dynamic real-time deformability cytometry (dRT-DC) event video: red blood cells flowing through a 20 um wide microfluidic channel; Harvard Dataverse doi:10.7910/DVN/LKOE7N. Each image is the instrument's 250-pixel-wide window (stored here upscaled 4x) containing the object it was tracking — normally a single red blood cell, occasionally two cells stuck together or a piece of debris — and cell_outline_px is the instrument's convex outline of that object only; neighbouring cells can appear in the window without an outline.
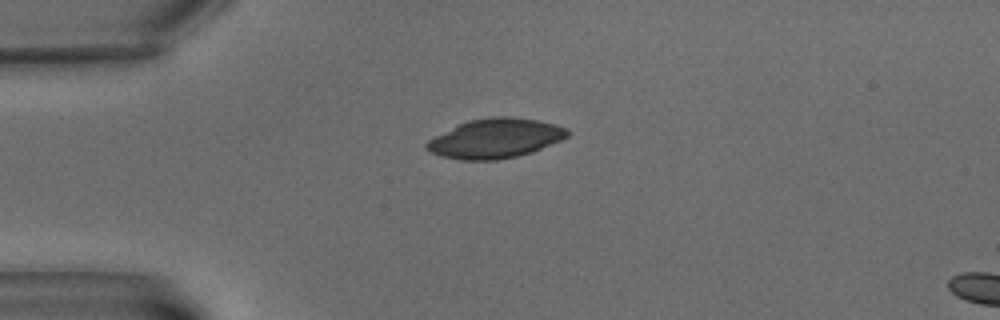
{"species": "common noctule bat (a hibernating species)", "species_latin": "Nyctalus noctula", "temperature_condition": "warm", "stored_images_in_passage": 2, "camera_frame_rate_fps": 3000, "um_per_image_px": 0.085, "animal": {"sex": "male", "body_mass_g": 15.6}, "frame": {"image": 1, "passage_image": 1, "time_ms": 0.0, "image_size_px": [1000, 320], "cell_outline_px": [[572, 132], [568, 136], [560, 140], [532, 152], [516, 156], [496, 160], [460, 160], [440, 156], [424, 148], [424, 144], [428, 140], [468, 120], [492, 116], [512, 116], [536, 120], [556, 124], [568, 128]], "centroid_in_image_um": [42.12, 11.76], "position_along_channel_um": 42.9, "area_um2": 32.37}}